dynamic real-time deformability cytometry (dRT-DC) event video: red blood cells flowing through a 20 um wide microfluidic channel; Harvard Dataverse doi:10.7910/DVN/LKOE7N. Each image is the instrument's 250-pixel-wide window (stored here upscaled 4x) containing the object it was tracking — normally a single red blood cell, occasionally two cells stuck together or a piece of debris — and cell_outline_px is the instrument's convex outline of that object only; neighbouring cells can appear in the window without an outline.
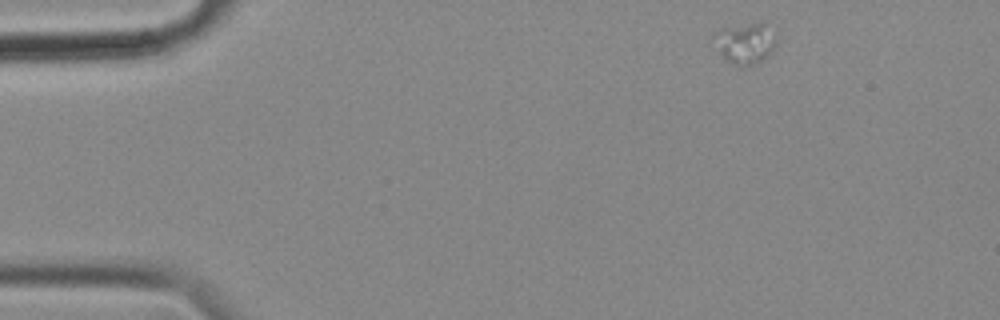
{"species": "common noctule bat (a hibernating species)", "species_latin": "Nyctalus noctula", "temperature_condition": "cold", "stored_images_in_passage": 13, "camera_frame_rate_fps": 3000, "um_per_image_px": 0.085, "animal": {"sex": "female", "body_mass_g": 18.4}, "frame": {"image": 1, "passage_image": 1, "time_ms": 0.0, "image_size_px": [1000, 320], "cell_outline_px": [[776, 48], [772, 52], [760, 60], [752, 64], [736, 68], [720, 52], [712, 36], [716, 32], [728, 28], [752, 24], [764, 24], [776, 36]], "centroid_in_image_um": [63.37, 3.72], "position_along_channel_um": 21.6, "area_um2": 14.22}}